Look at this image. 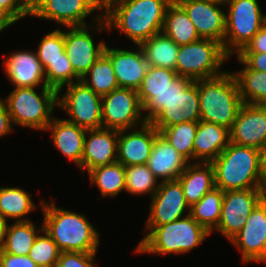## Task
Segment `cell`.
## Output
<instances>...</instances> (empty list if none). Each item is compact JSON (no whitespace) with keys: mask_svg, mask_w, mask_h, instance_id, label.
Segmentation results:
<instances>
[{"mask_svg":"<svg viewBox=\"0 0 266 267\" xmlns=\"http://www.w3.org/2000/svg\"><path fill=\"white\" fill-rule=\"evenodd\" d=\"M143 117L158 131L182 122H199L198 80L178 75L166 88L150 92Z\"/></svg>","mask_w":266,"mask_h":267,"instance_id":"1","label":"cell"},{"mask_svg":"<svg viewBox=\"0 0 266 267\" xmlns=\"http://www.w3.org/2000/svg\"><path fill=\"white\" fill-rule=\"evenodd\" d=\"M44 200L41 198V204L38 205L43 212L41 224L61 252H99L100 233L84 213L60 208L52 197L49 202Z\"/></svg>","mask_w":266,"mask_h":267,"instance_id":"2","label":"cell"},{"mask_svg":"<svg viewBox=\"0 0 266 267\" xmlns=\"http://www.w3.org/2000/svg\"><path fill=\"white\" fill-rule=\"evenodd\" d=\"M173 0H120L103 17L108 31L116 30L135 46L162 32L166 10Z\"/></svg>","mask_w":266,"mask_h":267,"instance_id":"3","label":"cell"},{"mask_svg":"<svg viewBox=\"0 0 266 267\" xmlns=\"http://www.w3.org/2000/svg\"><path fill=\"white\" fill-rule=\"evenodd\" d=\"M147 232L135 248L137 254H182L194 250L211 234L190 214L168 224L145 227Z\"/></svg>","mask_w":266,"mask_h":267,"instance_id":"4","label":"cell"},{"mask_svg":"<svg viewBox=\"0 0 266 267\" xmlns=\"http://www.w3.org/2000/svg\"><path fill=\"white\" fill-rule=\"evenodd\" d=\"M215 187L222 191L266 188L260 169L258 150L233 143L212 162Z\"/></svg>","mask_w":266,"mask_h":267,"instance_id":"5","label":"cell"},{"mask_svg":"<svg viewBox=\"0 0 266 267\" xmlns=\"http://www.w3.org/2000/svg\"><path fill=\"white\" fill-rule=\"evenodd\" d=\"M200 120L231 129L244 104L233 72L198 80Z\"/></svg>","mask_w":266,"mask_h":267,"instance_id":"6","label":"cell"},{"mask_svg":"<svg viewBox=\"0 0 266 267\" xmlns=\"http://www.w3.org/2000/svg\"><path fill=\"white\" fill-rule=\"evenodd\" d=\"M16 87L6 98L12 124L45 131L53 119V111L57 108L58 92L50 87Z\"/></svg>","mask_w":266,"mask_h":267,"instance_id":"7","label":"cell"},{"mask_svg":"<svg viewBox=\"0 0 266 267\" xmlns=\"http://www.w3.org/2000/svg\"><path fill=\"white\" fill-rule=\"evenodd\" d=\"M223 45L211 39H200L179 46L176 73L193 81L223 74V65L229 60Z\"/></svg>","mask_w":266,"mask_h":267,"instance_id":"8","label":"cell"},{"mask_svg":"<svg viewBox=\"0 0 266 267\" xmlns=\"http://www.w3.org/2000/svg\"><path fill=\"white\" fill-rule=\"evenodd\" d=\"M226 30L223 48L231 58L239 54L259 29L266 24L257 0H231L225 7Z\"/></svg>","mask_w":266,"mask_h":267,"instance_id":"9","label":"cell"},{"mask_svg":"<svg viewBox=\"0 0 266 267\" xmlns=\"http://www.w3.org/2000/svg\"><path fill=\"white\" fill-rule=\"evenodd\" d=\"M96 14L92 18L91 25L64 27L68 29L64 30L65 53L75 74L80 79L104 53L106 46L104 40H100L96 44L90 31V29H94V33H102L105 29L108 31V25L103 15Z\"/></svg>","mask_w":266,"mask_h":267,"instance_id":"10","label":"cell"},{"mask_svg":"<svg viewBox=\"0 0 266 267\" xmlns=\"http://www.w3.org/2000/svg\"><path fill=\"white\" fill-rule=\"evenodd\" d=\"M66 87L65 93L57 94V109L61 108L68 114L65 119L86 130L102 128V97L82 81Z\"/></svg>","mask_w":266,"mask_h":267,"instance_id":"11","label":"cell"},{"mask_svg":"<svg viewBox=\"0 0 266 267\" xmlns=\"http://www.w3.org/2000/svg\"><path fill=\"white\" fill-rule=\"evenodd\" d=\"M101 111L103 128L124 130L146 123L139 96L133 89L118 87L104 95Z\"/></svg>","mask_w":266,"mask_h":267,"instance_id":"12","label":"cell"},{"mask_svg":"<svg viewBox=\"0 0 266 267\" xmlns=\"http://www.w3.org/2000/svg\"><path fill=\"white\" fill-rule=\"evenodd\" d=\"M265 196L266 188L224 191L221 218L214 231L230 241L244 227L252 210Z\"/></svg>","mask_w":266,"mask_h":267,"instance_id":"13","label":"cell"},{"mask_svg":"<svg viewBox=\"0 0 266 267\" xmlns=\"http://www.w3.org/2000/svg\"><path fill=\"white\" fill-rule=\"evenodd\" d=\"M245 264L266 262V196L256 205L244 227L230 240Z\"/></svg>","mask_w":266,"mask_h":267,"instance_id":"14","label":"cell"},{"mask_svg":"<svg viewBox=\"0 0 266 267\" xmlns=\"http://www.w3.org/2000/svg\"><path fill=\"white\" fill-rule=\"evenodd\" d=\"M96 11L99 12L91 0H30L31 18L50 20L64 27L91 25L85 19Z\"/></svg>","mask_w":266,"mask_h":267,"instance_id":"15","label":"cell"},{"mask_svg":"<svg viewBox=\"0 0 266 267\" xmlns=\"http://www.w3.org/2000/svg\"><path fill=\"white\" fill-rule=\"evenodd\" d=\"M149 209L145 227L168 224L190 214L180 181H161L150 199Z\"/></svg>","mask_w":266,"mask_h":267,"instance_id":"16","label":"cell"},{"mask_svg":"<svg viewBox=\"0 0 266 267\" xmlns=\"http://www.w3.org/2000/svg\"><path fill=\"white\" fill-rule=\"evenodd\" d=\"M159 131L150 123L119 130L117 162L126 166L147 164Z\"/></svg>","mask_w":266,"mask_h":267,"instance_id":"17","label":"cell"},{"mask_svg":"<svg viewBox=\"0 0 266 267\" xmlns=\"http://www.w3.org/2000/svg\"><path fill=\"white\" fill-rule=\"evenodd\" d=\"M186 11L200 38L211 39L222 45L225 38V6L207 0H176Z\"/></svg>","mask_w":266,"mask_h":267,"instance_id":"18","label":"cell"},{"mask_svg":"<svg viewBox=\"0 0 266 267\" xmlns=\"http://www.w3.org/2000/svg\"><path fill=\"white\" fill-rule=\"evenodd\" d=\"M230 142L258 149L266 142V105L243 104L230 129Z\"/></svg>","mask_w":266,"mask_h":267,"instance_id":"19","label":"cell"},{"mask_svg":"<svg viewBox=\"0 0 266 267\" xmlns=\"http://www.w3.org/2000/svg\"><path fill=\"white\" fill-rule=\"evenodd\" d=\"M104 54L111 60L119 87L137 91L149 67L142 48L126 50L106 44Z\"/></svg>","mask_w":266,"mask_h":267,"instance_id":"20","label":"cell"},{"mask_svg":"<svg viewBox=\"0 0 266 267\" xmlns=\"http://www.w3.org/2000/svg\"><path fill=\"white\" fill-rule=\"evenodd\" d=\"M118 137L119 130L116 129L102 127L87 130L81 162L82 173L117 162Z\"/></svg>","mask_w":266,"mask_h":267,"instance_id":"21","label":"cell"},{"mask_svg":"<svg viewBox=\"0 0 266 267\" xmlns=\"http://www.w3.org/2000/svg\"><path fill=\"white\" fill-rule=\"evenodd\" d=\"M8 81L16 87H48L45 71L36 50H19L10 53L3 61Z\"/></svg>","mask_w":266,"mask_h":267,"instance_id":"22","label":"cell"},{"mask_svg":"<svg viewBox=\"0 0 266 267\" xmlns=\"http://www.w3.org/2000/svg\"><path fill=\"white\" fill-rule=\"evenodd\" d=\"M45 131L51 132L53 146L77 165L81 171L86 129L67 121L53 117Z\"/></svg>","mask_w":266,"mask_h":267,"instance_id":"23","label":"cell"},{"mask_svg":"<svg viewBox=\"0 0 266 267\" xmlns=\"http://www.w3.org/2000/svg\"><path fill=\"white\" fill-rule=\"evenodd\" d=\"M230 143V129L200 120L193 142V162L212 163Z\"/></svg>","mask_w":266,"mask_h":267,"instance_id":"24","label":"cell"},{"mask_svg":"<svg viewBox=\"0 0 266 267\" xmlns=\"http://www.w3.org/2000/svg\"><path fill=\"white\" fill-rule=\"evenodd\" d=\"M189 163L160 133L155 137L147 165L158 180H177Z\"/></svg>","mask_w":266,"mask_h":267,"instance_id":"25","label":"cell"},{"mask_svg":"<svg viewBox=\"0 0 266 267\" xmlns=\"http://www.w3.org/2000/svg\"><path fill=\"white\" fill-rule=\"evenodd\" d=\"M178 180L187 204L192 207L215 187L213 164L190 162Z\"/></svg>","mask_w":266,"mask_h":267,"instance_id":"26","label":"cell"},{"mask_svg":"<svg viewBox=\"0 0 266 267\" xmlns=\"http://www.w3.org/2000/svg\"><path fill=\"white\" fill-rule=\"evenodd\" d=\"M162 32L178 46L201 39L188 14L176 0H173L166 10Z\"/></svg>","mask_w":266,"mask_h":267,"instance_id":"27","label":"cell"},{"mask_svg":"<svg viewBox=\"0 0 266 267\" xmlns=\"http://www.w3.org/2000/svg\"><path fill=\"white\" fill-rule=\"evenodd\" d=\"M43 225L36 226L31 221H18L6 224L2 250L17 256L28 255Z\"/></svg>","mask_w":266,"mask_h":267,"instance_id":"28","label":"cell"},{"mask_svg":"<svg viewBox=\"0 0 266 267\" xmlns=\"http://www.w3.org/2000/svg\"><path fill=\"white\" fill-rule=\"evenodd\" d=\"M33 193L20 187H0V215L8 221H31L30 215L38 207L32 199Z\"/></svg>","mask_w":266,"mask_h":267,"instance_id":"29","label":"cell"},{"mask_svg":"<svg viewBox=\"0 0 266 267\" xmlns=\"http://www.w3.org/2000/svg\"><path fill=\"white\" fill-rule=\"evenodd\" d=\"M149 66L176 71L179 46L166 34L159 32L139 45Z\"/></svg>","mask_w":266,"mask_h":267,"instance_id":"30","label":"cell"},{"mask_svg":"<svg viewBox=\"0 0 266 267\" xmlns=\"http://www.w3.org/2000/svg\"><path fill=\"white\" fill-rule=\"evenodd\" d=\"M87 174L89 183L95 185L103 197L114 198L125 191V166L119 162L95 167Z\"/></svg>","mask_w":266,"mask_h":267,"instance_id":"31","label":"cell"},{"mask_svg":"<svg viewBox=\"0 0 266 267\" xmlns=\"http://www.w3.org/2000/svg\"><path fill=\"white\" fill-rule=\"evenodd\" d=\"M243 67L233 72L244 104L266 105V72L249 69L240 59Z\"/></svg>","mask_w":266,"mask_h":267,"instance_id":"32","label":"cell"},{"mask_svg":"<svg viewBox=\"0 0 266 267\" xmlns=\"http://www.w3.org/2000/svg\"><path fill=\"white\" fill-rule=\"evenodd\" d=\"M223 194L224 191L214 187L201 200L190 207L192 218L210 234L217 228L221 218Z\"/></svg>","mask_w":266,"mask_h":267,"instance_id":"33","label":"cell"},{"mask_svg":"<svg viewBox=\"0 0 266 267\" xmlns=\"http://www.w3.org/2000/svg\"><path fill=\"white\" fill-rule=\"evenodd\" d=\"M80 81L101 97L119 87L111 60L104 53Z\"/></svg>","mask_w":266,"mask_h":267,"instance_id":"34","label":"cell"},{"mask_svg":"<svg viewBox=\"0 0 266 267\" xmlns=\"http://www.w3.org/2000/svg\"><path fill=\"white\" fill-rule=\"evenodd\" d=\"M198 122H182L165 127L159 133L189 162H193V142Z\"/></svg>","mask_w":266,"mask_h":267,"instance_id":"35","label":"cell"},{"mask_svg":"<svg viewBox=\"0 0 266 267\" xmlns=\"http://www.w3.org/2000/svg\"><path fill=\"white\" fill-rule=\"evenodd\" d=\"M160 181L154 176L147 164L125 167V191L130 195H145L151 197L159 188Z\"/></svg>","mask_w":266,"mask_h":267,"instance_id":"36","label":"cell"},{"mask_svg":"<svg viewBox=\"0 0 266 267\" xmlns=\"http://www.w3.org/2000/svg\"><path fill=\"white\" fill-rule=\"evenodd\" d=\"M36 53L44 70L50 63L66 60L64 31L57 27L45 34L38 44Z\"/></svg>","mask_w":266,"mask_h":267,"instance_id":"37","label":"cell"},{"mask_svg":"<svg viewBox=\"0 0 266 267\" xmlns=\"http://www.w3.org/2000/svg\"><path fill=\"white\" fill-rule=\"evenodd\" d=\"M176 71L163 67L149 66L137 90L142 107L150 100V92L160 91L177 77Z\"/></svg>","mask_w":266,"mask_h":267,"instance_id":"38","label":"cell"},{"mask_svg":"<svg viewBox=\"0 0 266 267\" xmlns=\"http://www.w3.org/2000/svg\"><path fill=\"white\" fill-rule=\"evenodd\" d=\"M60 253L61 250L58 248V245L43 229V231L38 234L28 256L39 267H55Z\"/></svg>","mask_w":266,"mask_h":267,"instance_id":"39","label":"cell"},{"mask_svg":"<svg viewBox=\"0 0 266 267\" xmlns=\"http://www.w3.org/2000/svg\"><path fill=\"white\" fill-rule=\"evenodd\" d=\"M44 71L48 87L58 93H61L65 86L81 80L75 74L67 55L66 60H57L50 63Z\"/></svg>","mask_w":266,"mask_h":267,"instance_id":"40","label":"cell"},{"mask_svg":"<svg viewBox=\"0 0 266 267\" xmlns=\"http://www.w3.org/2000/svg\"><path fill=\"white\" fill-rule=\"evenodd\" d=\"M96 253L61 252L55 267H98Z\"/></svg>","mask_w":266,"mask_h":267,"instance_id":"41","label":"cell"},{"mask_svg":"<svg viewBox=\"0 0 266 267\" xmlns=\"http://www.w3.org/2000/svg\"><path fill=\"white\" fill-rule=\"evenodd\" d=\"M0 11L15 24L30 16V0H0Z\"/></svg>","mask_w":266,"mask_h":267,"instance_id":"42","label":"cell"},{"mask_svg":"<svg viewBox=\"0 0 266 267\" xmlns=\"http://www.w3.org/2000/svg\"><path fill=\"white\" fill-rule=\"evenodd\" d=\"M0 267H39L28 255L17 256L0 249Z\"/></svg>","mask_w":266,"mask_h":267,"instance_id":"43","label":"cell"},{"mask_svg":"<svg viewBox=\"0 0 266 267\" xmlns=\"http://www.w3.org/2000/svg\"><path fill=\"white\" fill-rule=\"evenodd\" d=\"M240 59L249 69L266 72V53H239Z\"/></svg>","mask_w":266,"mask_h":267,"instance_id":"44","label":"cell"},{"mask_svg":"<svg viewBox=\"0 0 266 267\" xmlns=\"http://www.w3.org/2000/svg\"><path fill=\"white\" fill-rule=\"evenodd\" d=\"M240 53H266V24L259 29Z\"/></svg>","mask_w":266,"mask_h":267,"instance_id":"45","label":"cell"},{"mask_svg":"<svg viewBox=\"0 0 266 267\" xmlns=\"http://www.w3.org/2000/svg\"><path fill=\"white\" fill-rule=\"evenodd\" d=\"M12 125L7 105L4 100L0 98V137H5L9 133L14 132V125Z\"/></svg>","mask_w":266,"mask_h":267,"instance_id":"46","label":"cell"},{"mask_svg":"<svg viewBox=\"0 0 266 267\" xmlns=\"http://www.w3.org/2000/svg\"><path fill=\"white\" fill-rule=\"evenodd\" d=\"M259 169L263 180L266 182V142L258 149Z\"/></svg>","mask_w":266,"mask_h":267,"instance_id":"47","label":"cell"},{"mask_svg":"<svg viewBox=\"0 0 266 267\" xmlns=\"http://www.w3.org/2000/svg\"><path fill=\"white\" fill-rule=\"evenodd\" d=\"M119 1L120 0H91L92 4L99 10L102 15L105 14L114 4L118 3Z\"/></svg>","mask_w":266,"mask_h":267,"instance_id":"48","label":"cell"},{"mask_svg":"<svg viewBox=\"0 0 266 267\" xmlns=\"http://www.w3.org/2000/svg\"><path fill=\"white\" fill-rule=\"evenodd\" d=\"M13 23L0 11V33Z\"/></svg>","mask_w":266,"mask_h":267,"instance_id":"49","label":"cell"},{"mask_svg":"<svg viewBox=\"0 0 266 267\" xmlns=\"http://www.w3.org/2000/svg\"><path fill=\"white\" fill-rule=\"evenodd\" d=\"M6 224L7 221L0 215V249L2 248L3 245Z\"/></svg>","mask_w":266,"mask_h":267,"instance_id":"50","label":"cell"},{"mask_svg":"<svg viewBox=\"0 0 266 267\" xmlns=\"http://www.w3.org/2000/svg\"><path fill=\"white\" fill-rule=\"evenodd\" d=\"M207 1L226 7L231 0H207Z\"/></svg>","mask_w":266,"mask_h":267,"instance_id":"51","label":"cell"}]
</instances>
